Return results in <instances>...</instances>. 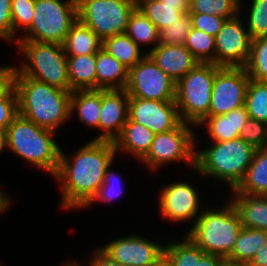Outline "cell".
Returning a JSON list of instances; mask_svg holds the SVG:
<instances>
[{
  "label": "cell",
  "mask_w": 267,
  "mask_h": 266,
  "mask_svg": "<svg viewBox=\"0 0 267 266\" xmlns=\"http://www.w3.org/2000/svg\"><path fill=\"white\" fill-rule=\"evenodd\" d=\"M110 167L111 165L107 168V171L105 172L103 183L100 186L97 194L86 207L92 205V203H94V201L96 200L106 202L110 200L112 201L113 198L121 196L124 190L122 187L123 182H121L122 180L120 179L118 174L110 172Z\"/></svg>",
  "instance_id": "40"
},
{
  "label": "cell",
  "mask_w": 267,
  "mask_h": 266,
  "mask_svg": "<svg viewBox=\"0 0 267 266\" xmlns=\"http://www.w3.org/2000/svg\"><path fill=\"white\" fill-rule=\"evenodd\" d=\"M10 198L7 194L3 192L0 188V213L3 212L5 209L7 210L11 203Z\"/></svg>",
  "instance_id": "48"
},
{
  "label": "cell",
  "mask_w": 267,
  "mask_h": 266,
  "mask_svg": "<svg viewBox=\"0 0 267 266\" xmlns=\"http://www.w3.org/2000/svg\"><path fill=\"white\" fill-rule=\"evenodd\" d=\"M70 91L96 90V53L67 56Z\"/></svg>",
  "instance_id": "24"
},
{
  "label": "cell",
  "mask_w": 267,
  "mask_h": 266,
  "mask_svg": "<svg viewBox=\"0 0 267 266\" xmlns=\"http://www.w3.org/2000/svg\"><path fill=\"white\" fill-rule=\"evenodd\" d=\"M239 137L255 149L267 147V123L249 118Z\"/></svg>",
  "instance_id": "39"
},
{
  "label": "cell",
  "mask_w": 267,
  "mask_h": 266,
  "mask_svg": "<svg viewBox=\"0 0 267 266\" xmlns=\"http://www.w3.org/2000/svg\"><path fill=\"white\" fill-rule=\"evenodd\" d=\"M247 30L251 39L267 36V0H252Z\"/></svg>",
  "instance_id": "38"
},
{
  "label": "cell",
  "mask_w": 267,
  "mask_h": 266,
  "mask_svg": "<svg viewBox=\"0 0 267 266\" xmlns=\"http://www.w3.org/2000/svg\"><path fill=\"white\" fill-rule=\"evenodd\" d=\"M137 7L160 30L189 12L190 6H169L159 0H137Z\"/></svg>",
  "instance_id": "29"
},
{
  "label": "cell",
  "mask_w": 267,
  "mask_h": 266,
  "mask_svg": "<svg viewBox=\"0 0 267 266\" xmlns=\"http://www.w3.org/2000/svg\"><path fill=\"white\" fill-rule=\"evenodd\" d=\"M192 28L206 32L215 37L222 28L226 18L200 13H191Z\"/></svg>",
  "instance_id": "42"
},
{
  "label": "cell",
  "mask_w": 267,
  "mask_h": 266,
  "mask_svg": "<svg viewBox=\"0 0 267 266\" xmlns=\"http://www.w3.org/2000/svg\"><path fill=\"white\" fill-rule=\"evenodd\" d=\"M93 258L89 261L88 266H123L117 261L112 260L108 255H106L100 248L93 251Z\"/></svg>",
  "instance_id": "45"
},
{
  "label": "cell",
  "mask_w": 267,
  "mask_h": 266,
  "mask_svg": "<svg viewBox=\"0 0 267 266\" xmlns=\"http://www.w3.org/2000/svg\"><path fill=\"white\" fill-rule=\"evenodd\" d=\"M192 29L191 13H184L178 20L159 30V42L161 45H184L188 33Z\"/></svg>",
  "instance_id": "36"
},
{
  "label": "cell",
  "mask_w": 267,
  "mask_h": 266,
  "mask_svg": "<svg viewBox=\"0 0 267 266\" xmlns=\"http://www.w3.org/2000/svg\"><path fill=\"white\" fill-rule=\"evenodd\" d=\"M54 133L18 115L6 129V149L54 176L61 150L53 138Z\"/></svg>",
  "instance_id": "4"
},
{
  "label": "cell",
  "mask_w": 267,
  "mask_h": 266,
  "mask_svg": "<svg viewBox=\"0 0 267 266\" xmlns=\"http://www.w3.org/2000/svg\"><path fill=\"white\" fill-rule=\"evenodd\" d=\"M128 118L155 134L175 129L182 121L175 101L129 97Z\"/></svg>",
  "instance_id": "15"
},
{
  "label": "cell",
  "mask_w": 267,
  "mask_h": 266,
  "mask_svg": "<svg viewBox=\"0 0 267 266\" xmlns=\"http://www.w3.org/2000/svg\"><path fill=\"white\" fill-rule=\"evenodd\" d=\"M175 82L146 54L129 69L125 88L129 97L175 101Z\"/></svg>",
  "instance_id": "11"
},
{
  "label": "cell",
  "mask_w": 267,
  "mask_h": 266,
  "mask_svg": "<svg viewBox=\"0 0 267 266\" xmlns=\"http://www.w3.org/2000/svg\"><path fill=\"white\" fill-rule=\"evenodd\" d=\"M129 69L100 49L96 53V90L125 89Z\"/></svg>",
  "instance_id": "21"
},
{
  "label": "cell",
  "mask_w": 267,
  "mask_h": 266,
  "mask_svg": "<svg viewBox=\"0 0 267 266\" xmlns=\"http://www.w3.org/2000/svg\"><path fill=\"white\" fill-rule=\"evenodd\" d=\"M4 148H7L6 132L0 131V153Z\"/></svg>",
  "instance_id": "51"
},
{
  "label": "cell",
  "mask_w": 267,
  "mask_h": 266,
  "mask_svg": "<svg viewBox=\"0 0 267 266\" xmlns=\"http://www.w3.org/2000/svg\"><path fill=\"white\" fill-rule=\"evenodd\" d=\"M18 115V97L14 89L7 97L0 99V131L6 132L8 126Z\"/></svg>",
  "instance_id": "41"
},
{
  "label": "cell",
  "mask_w": 267,
  "mask_h": 266,
  "mask_svg": "<svg viewBox=\"0 0 267 266\" xmlns=\"http://www.w3.org/2000/svg\"><path fill=\"white\" fill-rule=\"evenodd\" d=\"M157 66L162 69L175 83L193 69L199 61L184 45L158 44L146 52Z\"/></svg>",
  "instance_id": "18"
},
{
  "label": "cell",
  "mask_w": 267,
  "mask_h": 266,
  "mask_svg": "<svg viewBox=\"0 0 267 266\" xmlns=\"http://www.w3.org/2000/svg\"><path fill=\"white\" fill-rule=\"evenodd\" d=\"M199 197L196 189L187 182L169 184L159 195L161 215L175 222L198 218Z\"/></svg>",
  "instance_id": "16"
},
{
  "label": "cell",
  "mask_w": 267,
  "mask_h": 266,
  "mask_svg": "<svg viewBox=\"0 0 267 266\" xmlns=\"http://www.w3.org/2000/svg\"><path fill=\"white\" fill-rule=\"evenodd\" d=\"M17 67H0V99L7 97L15 89Z\"/></svg>",
  "instance_id": "44"
},
{
  "label": "cell",
  "mask_w": 267,
  "mask_h": 266,
  "mask_svg": "<svg viewBox=\"0 0 267 266\" xmlns=\"http://www.w3.org/2000/svg\"><path fill=\"white\" fill-rule=\"evenodd\" d=\"M249 82L244 67H221L215 74L208 116L223 115L244 106Z\"/></svg>",
  "instance_id": "12"
},
{
  "label": "cell",
  "mask_w": 267,
  "mask_h": 266,
  "mask_svg": "<svg viewBox=\"0 0 267 266\" xmlns=\"http://www.w3.org/2000/svg\"><path fill=\"white\" fill-rule=\"evenodd\" d=\"M220 68L199 62L175 84V102L182 122L198 126L208 117L214 78Z\"/></svg>",
  "instance_id": "6"
},
{
  "label": "cell",
  "mask_w": 267,
  "mask_h": 266,
  "mask_svg": "<svg viewBox=\"0 0 267 266\" xmlns=\"http://www.w3.org/2000/svg\"><path fill=\"white\" fill-rule=\"evenodd\" d=\"M78 19L102 41L125 33L137 0H77Z\"/></svg>",
  "instance_id": "9"
},
{
  "label": "cell",
  "mask_w": 267,
  "mask_h": 266,
  "mask_svg": "<svg viewBox=\"0 0 267 266\" xmlns=\"http://www.w3.org/2000/svg\"><path fill=\"white\" fill-rule=\"evenodd\" d=\"M13 41L11 0H0V39Z\"/></svg>",
  "instance_id": "43"
},
{
  "label": "cell",
  "mask_w": 267,
  "mask_h": 266,
  "mask_svg": "<svg viewBox=\"0 0 267 266\" xmlns=\"http://www.w3.org/2000/svg\"><path fill=\"white\" fill-rule=\"evenodd\" d=\"M27 63L17 69L16 76H26L64 91H70L67 56L63 45L35 41H17Z\"/></svg>",
  "instance_id": "7"
},
{
  "label": "cell",
  "mask_w": 267,
  "mask_h": 266,
  "mask_svg": "<svg viewBox=\"0 0 267 266\" xmlns=\"http://www.w3.org/2000/svg\"><path fill=\"white\" fill-rule=\"evenodd\" d=\"M169 6H190V0H159Z\"/></svg>",
  "instance_id": "49"
},
{
  "label": "cell",
  "mask_w": 267,
  "mask_h": 266,
  "mask_svg": "<svg viewBox=\"0 0 267 266\" xmlns=\"http://www.w3.org/2000/svg\"><path fill=\"white\" fill-rule=\"evenodd\" d=\"M195 219L186 236L205 253L227 258L243 228L231 202L222 209L207 208Z\"/></svg>",
  "instance_id": "5"
},
{
  "label": "cell",
  "mask_w": 267,
  "mask_h": 266,
  "mask_svg": "<svg viewBox=\"0 0 267 266\" xmlns=\"http://www.w3.org/2000/svg\"><path fill=\"white\" fill-rule=\"evenodd\" d=\"M63 266H82L81 264H79V263H76V262H72L71 261V263L70 262H66V263H64V265Z\"/></svg>",
  "instance_id": "53"
},
{
  "label": "cell",
  "mask_w": 267,
  "mask_h": 266,
  "mask_svg": "<svg viewBox=\"0 0 267 266\" xmlns=\"http://www.w3.org/2000/svg\"><path fill=\"white\" fill-rule=\"evenodd\" d=\"M19 115L54 131L71 116V91L26 76H16Z\"/></svg>",
  "instance_id": "2"
},
{
  "label": "cell",
  "mask_w": 267,
  "mask_h": 266,
  "mask_svg": "<svg viewBox=\"0 0 267 266\" xmlns=\"http://www.w3.org/2000/svg\"><path fill=\"white\" fill-rule=\"evenodd\" d=\"M35 0H11V16L13 42L17 44L15 32L22 28L24 33L31 27L33 21Z\"/></svg>",
  "instance_id": "37"
},
{
  "label": "cell",
  "mask_w": 267,
  "mask_h": 266,
  "mask_svg": "<svg viewBox=\"0 0 267 266\" xmlns=\"http://www.w3.org/2000/svg\"><path fill=\"white\" fill-rule=\"evenodd\" d=\"M101 109V90H75L71 93V114L76 110L78 118L86 126L98 129Z\"/></svg>",
  "instance_id": "26"
},
{
  "label": "cell",
  "mask_w": 267,
  "mask_h": 266,
  "mask_svg": "<svg viewBox=\"0 0 267 266\" xmlns=\"http://www.w3.org/2000/svg\"><path fill=\"white\" fill-rule=\"evenodd\" d=\"M213 143L202 151L196 150L195 171L224 181L231 191L235 190L244 179L256 149L240 137Z\"/></svg>",
  "instance_id": "3"
},
{
  "label": "cell",
  "mask_w": 267,
  "mask_h": 266,
  "mask_svg": "<svg viewBox=\"0 0 267 266\" xmlns=\"http://www.w3.org/2000/svg\"><path fill=\"white\" fill-rule=\"evenodd\" d=\"M200 63L215 64V37L192 28L184 44Z\"/></svg>",
  "instance_id": "33"
},
{
  "label": "cell",
  "mask_w": 267,
  "mask_h": 266,
  "mask_svg": "<svg viewBox=\"0 0 267 266\" xmlns=\"http://www.w3.org/2000/svg\"><path fill=\"white\" fill-rule=\"evenodd\" d=\"M251 266H267V241L249 262Z\"/></svg>",
  "instance_id": "47"
},
{
  "label": "cell",
  "mask_w": 267,
  "mask_h": 266,
  "mask_svg": "<svg viewBox=\"0 0 267 266\" xmlns=\"http://www.w3.org/2000/svg\"><path fill=\"white\" fill-rule=\"evenodd\" d=\"M244 68L250 79L267 82V36L251 39L250 54Z\"/></svg>",
  "instance_id": "32"
},
{
  "label": "cell",
  "mask_w": 267,
  "mask_h": 266,
  "mask_svg": "<svg viewBox=\"0 0 267 266\" xmlns=\"http://www.w3.org/2000/svg\"><path fill=\"white\" fill-rule=\"evenodd\" d=\"M241 16L226 19L215 36V65L244 67L250 54L251 38Z\"/></svg>",
  "instance_id": "13"
},
{
  "label": "cell",
  "mask_w": 267,
  "mask_h": 266,
  "mask_svg": "<svg viewBox=\"0 0 267 266\" xmlns=\"http://www.w3.org/2000/svg\"><path fill=\"white\" fill-rule=\"evenodd\" d=\"M159 30L157 27L136 7L130 14L125 33L139 46L140 44H155L159 42Z\"/></svg>",
  "instance_id": "31"
},
{
  "label": "cell",
  "mask_w": 267,
  "mask_h": 266,
  "mask_svg": "<svg viewBox=\"0 0 267 266\" xmlns=\"http://www.w3.org/2000/svg\"><path fill=\"white\" fill-rule=\"evenodd\" d=\"M240 9L238 0H190L189 12L230 19L240 14Z\"/></svg>",
  "instance_id": "35"
},
{
  "label": "cell",
  "mask_w": 267,
  "mask_h": 266,
  "mask_svg": "<svg viewBox=\"0 0 267 266\" xmlns=\"http://www.w3.org/2000/svg\"><path fill=\"white\" fill-rule=\"evenodd\" d=\"M116 153L113 142L99 140L87 142L70 159L60 150L53 177L60 183L64 209L84 208L92 201Z\"/></svg>",
  "instance_id": "1"
},
{
  "label": "cell",
  "mask_w": 267,
  "mask_h": 266,
  "mask_svg": "<svg viewBox=\"0 0 267 266\" xmlns=\"http://www.w3.org/2000/svg\"><path fill=\"white\" fill-rule=\"evenodd\" d=\"M223 259L224 257L216 254L204 253L198 262V266H221Z\"/></svg>",
  "instance_id": "46"
},
{
  "label": "cell",
  "mask_w": 267,
  "mask_h": 266,
  "mask_svg": "<svg viewBox=\"0 0 267 266\" xmlns=\"http://www.w3.org/2000/svg\"><path fill=\"white\" fill-rule=\"evenodd\" d=\"M129 96L125 89L101 90L98 129L102 133L93 140L114 142L128 120Z\"/></svg>",
  "instance_id": "17"
},
{
  "label": "cell",
  "mask_w": 267,
  "mask_h": 266,
  "mask_svg": "<svg viewBox=\"0 0 267 266\" xmlns=\"http://www.w3.org/2000/svg\"><path fill=\"white\" fill-rule=\"evenodd\" d=\"M232 198L242 227L267 231V195L233 194Z\"/></svg>",
  "instance_id": "20"
},
{
  "label": "cell",
  "mask_w": 267,
  "mask_h": 266,
  "mask_svg": "<svg viewBox=\"0 0 267 266\" xmlns=\"http://www.w3.org/2000/svg\"><path fill=\"white\" fill-rule=\"evenodd\" d=\"M63 48L66 56L93 54L102 48V40L77 19L67 34Z\"/></svg>",
  "instance_id": "25"
},
{
  "label": "cell",
  "mask_w": 267,
  "mask_h": 266,
  "mask_svg": "<svg viewBox=\"0 0 267 266\" xmlns=\"http://www.w3.org/2000/svg\"><path fill=\"white\" fill-rule=\"evenodd\" d=\"M267 231L243 227L234 249L227 257L236 262H250L254 255L266 244Z\"/></svg>",
  "instance_id": "28"
},
{
  "label": "cell",
  "mask_w": 267,
  "mask_h": 266,
  "mask_svg": "<svg viewBox=\"0 0 267 266\" xmlns=\"http://www.w3.org/2000/svg\"><path fill=\"white\" fill-rule=\"evenodd\" d=\"M221 266H251L249 262H236L224 258Z\"/></svg>",
  "instance_id": "50"
},
{
  "label": "cell",
  "mask_w": 267,
  "mask_h": 266,
  "mask_svg": "<svg viewBox=\"0 0 267 266\" xmlns=\"http://www.w3.org/2000/svg\"><path fill=\"white\" fill-rule=\"evenodd\" d=\"M232 193L267 195V147L255 150L244 179Z\"/></svg>",
  "instance_id": "23"
},
{
  "label": "cell",
  "mask_w": 267,
  "mask_h": 266,
  "mask_svg": "<svg viewBox=\"0 0 267 266\" xmlns=\"http://www.w3.org/2000/svg\"><path fill=\"white\" fill-rule=\"evenodd\" d=\"M249 118L244 105L223 115L208 116L198 126L208 124L207 130L212 141L223 142L238 138Z\"/></svg>",
  "instance_id": "19"
},
{
  "label": "cell",
  "mask_w": 267,
  "mask_h": 266,
  "mask_svg": "<svg viewBox=\"0 0 267 266\" xmlns=\"http://www.w3.org/2000/svg\"><path fill=\"white\" fill-rule=\"evenodd\" d=\"M155 133L149 128L128 120L124 124L120 135L115 139L116 151L130 152L138 159H142L150 149Z\"/></svg>",
  "instance_id": "22"
},
{
  "label": "cell",
  "mask_w": 267,
  "mask_h": 266,
  "mask_svg": "<svg viewBox=\"0 0 267 266\" xmlns=\"http://www.w3.org/2000/svg\"><path fill=\"white\" fill-rule=\"evenodd\" d=\"M77 19V0H35L32 25L17 39L63 45Z\"/></svg>",
  "instance_id": "8"
},
{
  "label": "cell",
  "mask_w": 267,
  "mask_h": 266,
  "mask_svg": "<svg viewBox=\"0 0 267 266\" xmlns=\"http://www.w3.org/2000/svg\"><path fill=\"white\" fill-rule=\"evenodd\" d=\"M100 249L123 266H152L163 256L164 246L130 234L112 240Z\"/></svg>",
  "instance_id": "14"
},
{
  "label": "cell",
  "mask_w": 267,
  "mask_h": 266,
  "mask_svg": "<svg viewBox=\"0 0 267 266\" xmlns=\"http://www.w3.org/2000/svg\"><path fill=\"white\" fill-rule=\"evenodd\" d=\"M245 106L250 118L267 123V82L250 79Z\"/></svg>",
  "instance_id": "34"
},
{
  "label": "cell",
  "mask_w": 267,
  "mask_h": 266,
  "mask_svg": "<svg viewBox=\"0 0 267 266\" xmlns=\"http://www.w3.org/2000/svg\"><path fill=\"white\" fill-rule=\"evenodd\" d=\"M182 240L165 244L163 256L171 266H198V262L205 252L188 236L185 235Z\"/></svg>",
  "instance_id": "30"
},
{
  "label": "cell",
  "mask_w": 267,
  "mask_h": 266,
  "mask_svg": "<svg viewBox=\"0 0 267 266\" xmlns=\"http://www.w3.org/2000/svg\"><path fill=\"white\" fill-rule=\"evenodd\" d=\"M152 266H171L168 260L162 256L154 265Z\"/></svg>",
  "instance_id": "52"
},
{
  "label": "cell",
  "mask_w": 267,
  "mask_h": 266,
  "mask_svg": "<svg viewBox=\"0 0 267 266\" xmlns=\"http://www.w3.org/2000/svg\"><path fill=\"white\" fill-rule=\"evenodd\" d=\"M102 49L128 69L134 67L145 55L141 48L126 34H117L102 41Z\"/></svg>",
  "instance_id": "27"
},
{
  "label": "cell",
  "mask_w": 267,
  "mask_h": 266,
  "mask_svg": "<svg viewBox=\"0 0 267 266\" xmlns=\"http://www.w3.org/2000/svg\"><path fill=\"white\" fill-rule=\"evenodd\" d=\"M194 125L181 122L175 129L155 134L147 154L140 160L151 170L166 163L184 160L192 169L196 167Z\"/></svg>",
  "instance_id": "10"
}]
</instances>
